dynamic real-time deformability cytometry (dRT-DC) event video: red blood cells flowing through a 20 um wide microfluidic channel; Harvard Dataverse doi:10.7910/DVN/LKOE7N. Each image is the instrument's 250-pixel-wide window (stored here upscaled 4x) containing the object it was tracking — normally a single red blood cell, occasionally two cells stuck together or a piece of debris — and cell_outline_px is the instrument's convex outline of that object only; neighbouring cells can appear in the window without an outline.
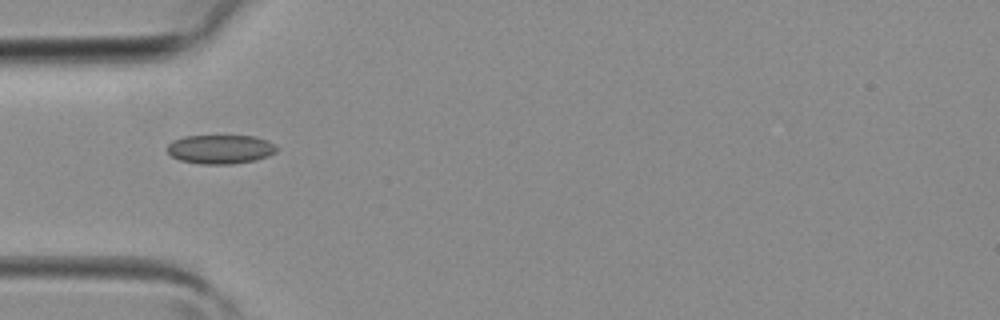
{"species": "common noctule bat (a hibernating species)", "species_latin": "Nyctalus noctula", "temperature_condition": "room temperature", "stored_images_in_passage": 2, "camera_frame_rate_fps": 3000, "um_per_image_px": 0.085, "animal": {"sex": "female", "body_mass_g": 19.3, "forearm_length_mm": 54.1}, "frame": {"image": 1, "passage_image": 1, "time_ms": 0.0, "image_size_px": [1000, 320], "cell_outline_px": [[280, 148], [276, 152], [268, 156], [256, 160], [232, 164], [200, 164], [180, 160], [172, 156], [168, 152], [168, 144], [172, 140], [184, 136], [256, 136], [276, 144]], "centroid_in_image_um": [18.77, 12.68], "position_along_channel_um": 66.2, "area_um2": 18.67}}
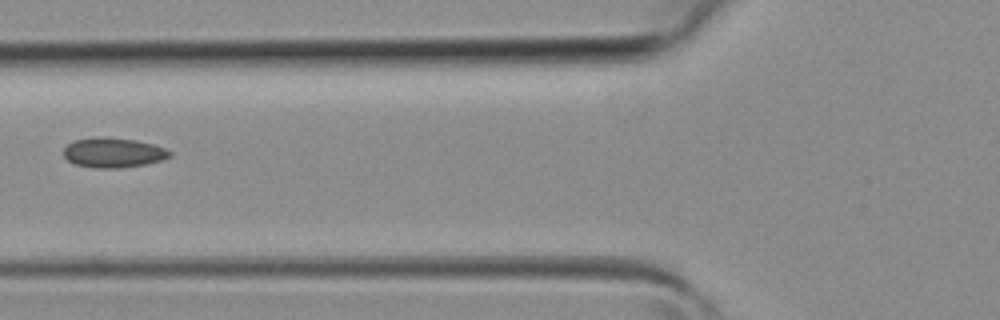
{"frame": {"image": 2, "passage_image": 2, "time_ms": 0.333, "image_size_px": [1000, 320], "cell_outline_px": [[172, 156], [148, 164], [120, 168], [96, 168], [76, 164], [68, 160], [64, 156], [64, 148], [68, 144], [76, 140], [100, 136], [104, 136], [136, 140], [152, 144], [164, 148], [172, 152]], "centroid_in_image_um": [9.65, 12.97], "position_along_channel_um": 116.2, "area_um2": 18.44}}